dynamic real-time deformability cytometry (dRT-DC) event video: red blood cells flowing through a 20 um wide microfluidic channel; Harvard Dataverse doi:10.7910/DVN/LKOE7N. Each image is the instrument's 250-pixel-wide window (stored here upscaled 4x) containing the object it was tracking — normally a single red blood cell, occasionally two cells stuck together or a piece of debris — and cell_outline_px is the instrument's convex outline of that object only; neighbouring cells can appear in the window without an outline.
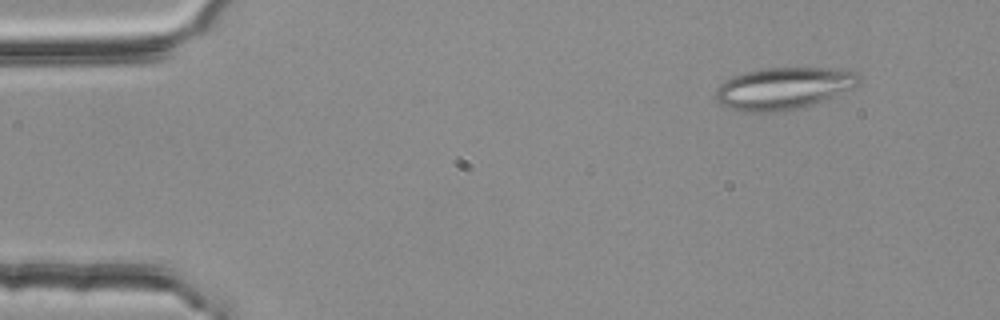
{"species": "common noctule bat (a hibernating species)", "species_latin": "Nyctalus noctula", "temperature_condition": "room temperature", "stored_images_in_passage": 55, "segment_of_instrument_passage": [1, 2], "camera_frame_rate_fps": 3000, "um_per_image_px": 0.085, "animal": {"sex": "female", "body_mass_g": 25.1}, "frame": {"image": 1, "passage_image": 6, "time_ms": 1.667, "image_size_px": [1000, 320], "cell_outline_px": [[860, 84], [852, 88], [804, 108], [784, 112], [744, 112], [720, 104], [716, 100], [716, 88], [720, 84], [732, 76], [764, 68], [848, 68], [856, 72], [860, 76]], "centroid_in_image_um": [66.64, 7.51], "position_along_channel_um": 18.4, "area_um2": 35.37}}